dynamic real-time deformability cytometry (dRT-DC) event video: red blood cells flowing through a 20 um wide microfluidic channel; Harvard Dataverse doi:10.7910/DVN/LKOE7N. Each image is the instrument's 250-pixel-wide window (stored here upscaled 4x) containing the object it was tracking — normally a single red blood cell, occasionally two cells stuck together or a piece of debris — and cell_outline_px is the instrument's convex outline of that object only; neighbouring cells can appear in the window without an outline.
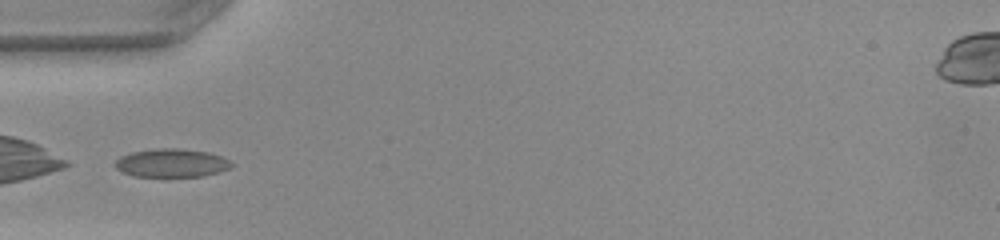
{"species": "common noctule bat (a hibernating species)", "species_latin": "Nyctalus noctula", "temperature_condition": "warm", "stored_images_in_passage": 29, "camera_frame_rate_fps": 3000, "um_per_image_px": 0.085, "animal": {"sex": "female", "body_mass_g": 22.0, "forearm_length_mm": 56.7}, "frame": {"image": 1, "passage_image": 1, "time_ms": 0.0, "image_size_px": [1000, 240], "cell_outline_px": [[232, 164], [228, 168], [220, 172], [204, 176], [136, 176], [124, 172], [116, 168], [116, 160], [120, 156], [132, 152], [160, 148], [176, 148], [208, 152], [220, 156], [228, 160]], "centroid_in_image_um": [14.59, 13.85], "position_along_channel_um": 70.4, "area_um2": 18.9}}
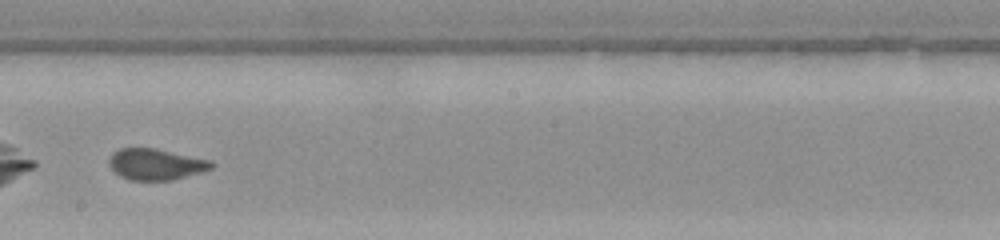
{"frame": {"image": 2, "passage_image": 13, "time_ms": 4.0, "image_size_px": [1000, 240], "cell_outline_px": [[216, 164], [212, 168], [200, 172], [172, 180], [128, 180], [120, 176], [108, 164], [108, 160], [112, 152], [120, 148], [156, 148], [212, 160]], "centroid_in_image_um": [13.25, 13.95], "position_along_channel_um": 235.0, "area_um2": 18.73}}
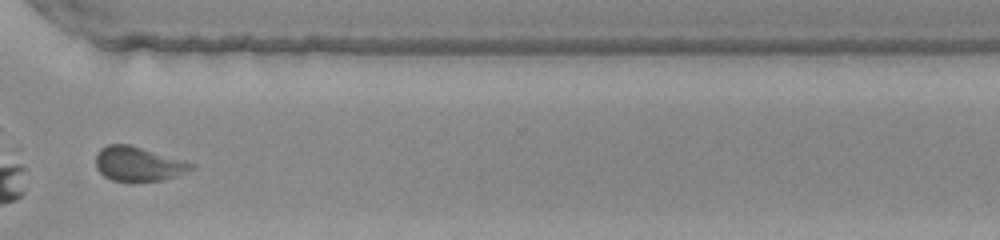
{"frame": {"image": 3, "passage_image": 22, "time_ms": 7.0, "image_size_px": [1000, 240], "cell_outline_px": [[196, 164], [192, 168], [172, 176], [160, 180], [112, 180], [104, 176], [96, 168], [96, 152], [100, 148], [108, 144], [128, 144], [184, 160]], "centroid_in_image_um": [11.68, 13.9], "position_along_channel_um": 358.9, "area_um2": 18.61}, "authors_computed_cell_mechanics": {"area_um2": 18.7272, "velocity_mm_per_s": 4.1076, "shape_relaxation_time_tau1_ms": 2.1782, "shape_relaxation_time_tau2_ms": 0.8509, "deformation_change_tau1": 0.089, "deformation_change_tau2": 0.0577}}